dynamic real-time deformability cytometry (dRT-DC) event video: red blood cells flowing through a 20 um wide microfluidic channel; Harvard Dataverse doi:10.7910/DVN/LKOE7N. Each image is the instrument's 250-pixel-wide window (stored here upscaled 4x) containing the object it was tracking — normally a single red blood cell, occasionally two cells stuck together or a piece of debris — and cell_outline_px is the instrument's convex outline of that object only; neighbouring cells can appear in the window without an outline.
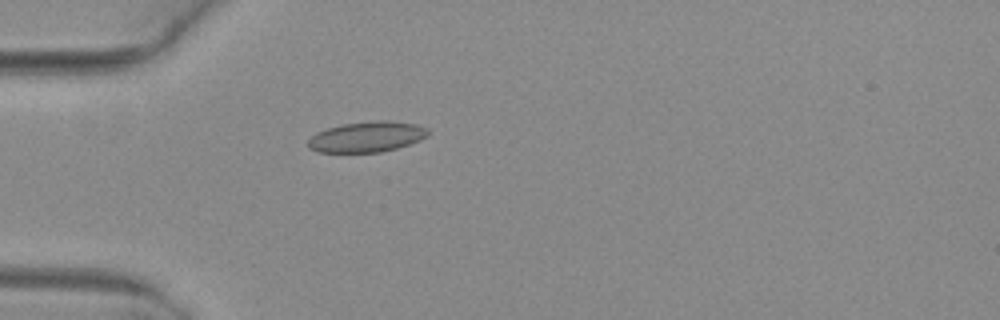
{"species": "common noctule bat (a hibernating species)", "species_latin": "Nyctalus noctula", "temperature_condition": "warm", "stored_images_in_passage": 1, "camera_frame_rate_fps": 3000, "um_per_image_px": 0.085, "animal": {"sex": "female", "body_mass_g": 29.2, "forearm_length_mm": 56.3}, "frame": {"image": 1, "passage_image": 1, "time_ms": 0.0, "image_size_px": [1000, 320], "cell_outline_px": [[428, 136], [420, 140], [396, 148], [380, 152], [316, 152], [308, 148], [308, 140], [316, 132], [328, 128], [344, 124], [376, 120], [388, 120], [416, 124], [428, 128]], "centroid_in_image_um": [31.18, 11.63], "position_along_channel_um": 53.8, "area_um2": 21.33}}